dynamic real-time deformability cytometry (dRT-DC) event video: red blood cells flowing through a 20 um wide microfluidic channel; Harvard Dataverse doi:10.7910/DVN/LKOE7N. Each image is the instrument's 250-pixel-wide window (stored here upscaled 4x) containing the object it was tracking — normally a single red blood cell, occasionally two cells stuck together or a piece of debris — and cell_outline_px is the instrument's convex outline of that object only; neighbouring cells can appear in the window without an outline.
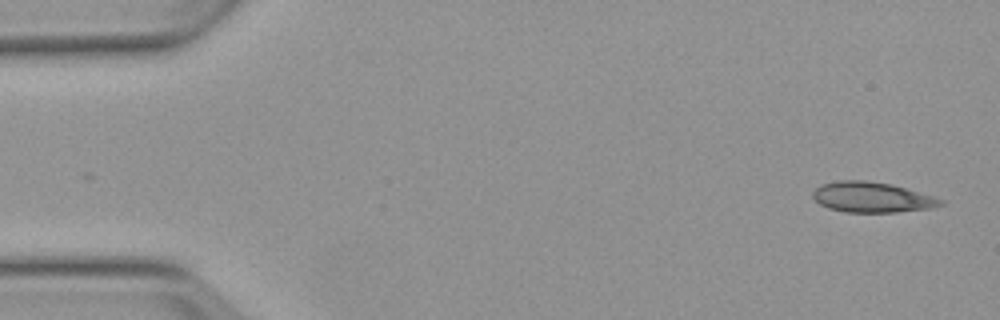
{"species": "Egyptian fruit bat (a non-hibernating species)", "species_latin": "Rousettus aegyptiacus", "temperature_condition": "warm", "stored_images_in_passage": 4, "camera_frame_rate_fps": 3000, "um_per_image_px": 0.085, "animal": {"sex": "female"}, "frame": {"image": 1, "passage_image": 1, "time_ms": 0.0, "image_size_px": [1000, 320], "cell_outline_px": [[944, 204], [932, 208], [896, 212], [844, 212], [828, 208], [820, 204], [812, 196], [812, 192], [820, 184], [840, 180], [864, 180], [892, 184], [932, 196], [944, 200]], "centroid_in_image_um": [74.09, 16.76], "position_along_channel_um": 10.9, "area_um2": 22.6}}
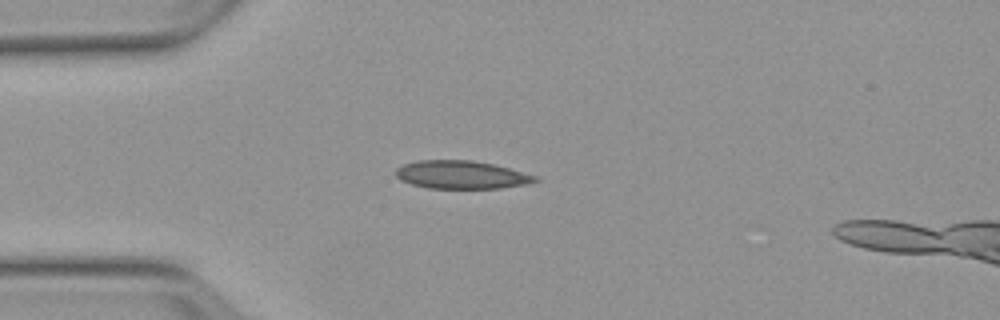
{"frame": {"image": 2, "passage_image": 4, "time_ms": 3.667, "image_size_px": [1000, 320], "cell_outline_px": [[540, 180], [528, 184], [500, 188], [428, 188], [412, 184], [400, 180], [396, 176], [396, 168], [404, 164], [416, 160], [472, 160], [492, 164], [508, 168], [536, 176]], "centroid_in_image_um": [39.2, 14.85], "position_along_channel_um": 45.8, "area_um2": 22.72}}